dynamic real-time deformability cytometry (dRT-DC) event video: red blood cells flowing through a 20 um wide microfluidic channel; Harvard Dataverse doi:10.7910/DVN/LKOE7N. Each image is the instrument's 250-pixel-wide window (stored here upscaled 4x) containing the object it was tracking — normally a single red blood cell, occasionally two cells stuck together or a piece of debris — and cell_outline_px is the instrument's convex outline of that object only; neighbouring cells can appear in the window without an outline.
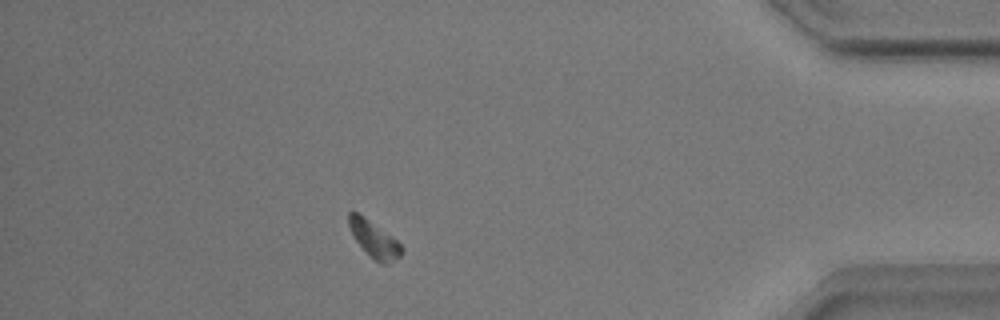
{"species": "common noctule bat (a hibernating species)", "species_latin": "Nyctalus noctula", "temperature_condition": "warm", "stored_images_in_passage": 39, "camera_frame_rate_fps": 3000, "um_per_image_px": 0.085, "animal": {"sex": "male", "body_mass_g": 17.9}, "frame": {"image": 1, "passage_image": 39, "time_ms": 12.667, "image_size_px": [1000, 320], "cell_outline_px": [[404, 248], [400, 256], [396, 260], [388, 264], [384, 264], [376, 260], [356, 240], [348, 224], [348, 212], [356, 212], [392, 236]], "centroid_in_image_um": [31.83, 20.34], "position_along_channel_um": 403.4, "area_um2": 10.69}}